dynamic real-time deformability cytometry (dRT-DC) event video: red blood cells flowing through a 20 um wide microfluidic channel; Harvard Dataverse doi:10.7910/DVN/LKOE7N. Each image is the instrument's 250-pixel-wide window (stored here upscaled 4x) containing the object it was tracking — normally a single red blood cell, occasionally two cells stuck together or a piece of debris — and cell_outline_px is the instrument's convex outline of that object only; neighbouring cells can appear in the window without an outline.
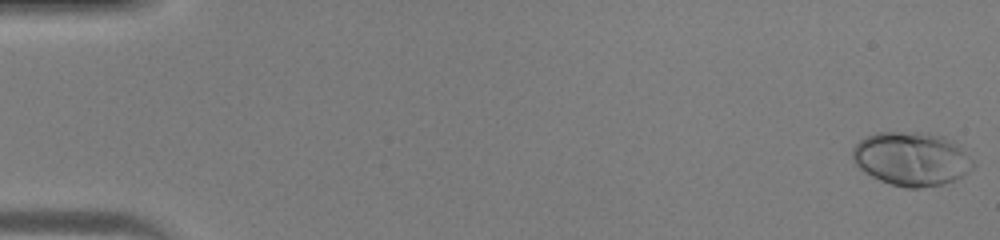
{"species": "human", "species_latin": "Homo sapiens", "temperature_condition": "warm", "stored_images_in_passage": 46, "camera_frame_rate_fps": 3000, "um_per_image_px": 0.085, "donor": {"sex": "male"}, "frame": {"image": 1, "passage_image": 1, "time_ms": 0.0, "image_size_px": [1000, 240], "cell_outline_px": [[976, 164], [968, 172], [944, 184], [920, 188], [904, 188], [880, 180], [872, 176], [860, 168], [852, 160], [852, 148], [860, 140], [876, 132], [916, 132], [944, 136], [952, 140]], "centroid_in_image_um": [77.46, 13.5], "position_along_channel_um": 7.5, "area_um2": 37.51}}
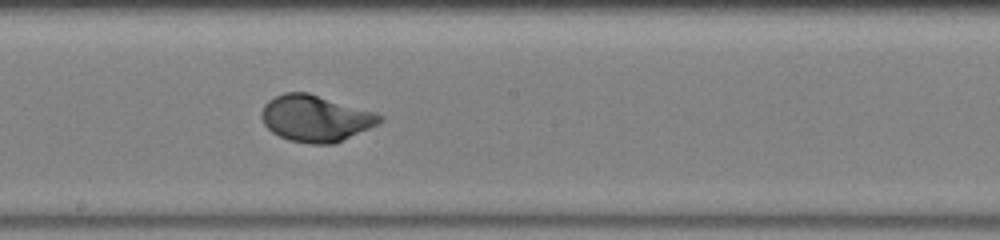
{"frame": {"image": 2, "passage_image": 26, "time_ms": 8.333, "image_size_px": [1000, 240], "cell_outline_px": [[384, 120], [336, 144], [312, 144], [288, 140], [272, 132], [264, 124], [260, 116], [260, 112], [264, 104], [268, 100], [284, 92], [308, 92], [376, 112], [384, 116]], "centroid_in_image_um": [26.81, 10.06], "position_along_channel_um": 221.4, "area_um2": 32.14}}
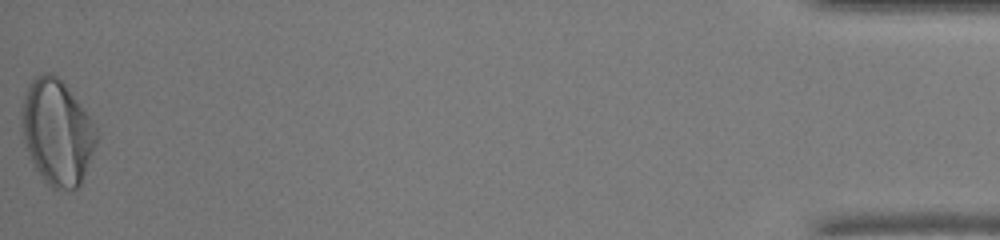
{"frame": {"image": 3, "passage_image": 46, "time_ms": 15.0, "image_size_px": [1000, 240], "cell_outline_px": [[96, 144], [80, 184], [76, 188], [52, 188], [40, 176], [24, 144], [20, 128], [20, 112], [24, 96], [28, 84], [36, 76], [44, 72], [52, 72], [68, 88], [88, 116], [96, 128]], "centroid_in_image_um": [4.8, 11.21], "position_along_channel_um": 430.4, "area_um2": 45.43}}